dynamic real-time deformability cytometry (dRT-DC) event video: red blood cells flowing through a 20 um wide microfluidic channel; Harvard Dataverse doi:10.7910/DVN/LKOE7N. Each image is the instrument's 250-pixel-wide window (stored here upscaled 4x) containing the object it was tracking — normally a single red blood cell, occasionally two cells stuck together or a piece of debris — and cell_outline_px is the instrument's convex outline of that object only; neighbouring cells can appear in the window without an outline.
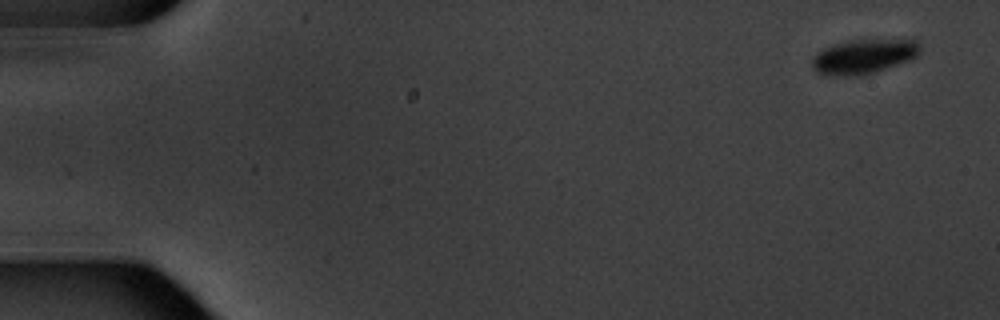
{"species": "common noctule bat (a hibernating species)", "species_latin": "Nyctalus noctula", "temperature_condition": "warm", "stored_images_in_passage": 5, "camera_frame_rate_fps": 3000, "um_per_image_px": 0.085, "animal": {"sex": "male", "body_mass_g": 20.1, "forearm_length_mm": 53.5}, "frame": {"image": 1, "passage_image": 1, "time_ms": 0.0, "image_size_px": [1000, 320], "cell_outline_px": [[920, 52], [916, 56], [908, 60], [860, 76], [848, 76], [816, 72], [812, 64], [812, 60], [824, 48], [848, 40], [916, 36], [920, 44]], "centroid_in_image_um": [73.56, 4.72], "position_along_channel_um": 11.4, "area_um2": 22.02}}